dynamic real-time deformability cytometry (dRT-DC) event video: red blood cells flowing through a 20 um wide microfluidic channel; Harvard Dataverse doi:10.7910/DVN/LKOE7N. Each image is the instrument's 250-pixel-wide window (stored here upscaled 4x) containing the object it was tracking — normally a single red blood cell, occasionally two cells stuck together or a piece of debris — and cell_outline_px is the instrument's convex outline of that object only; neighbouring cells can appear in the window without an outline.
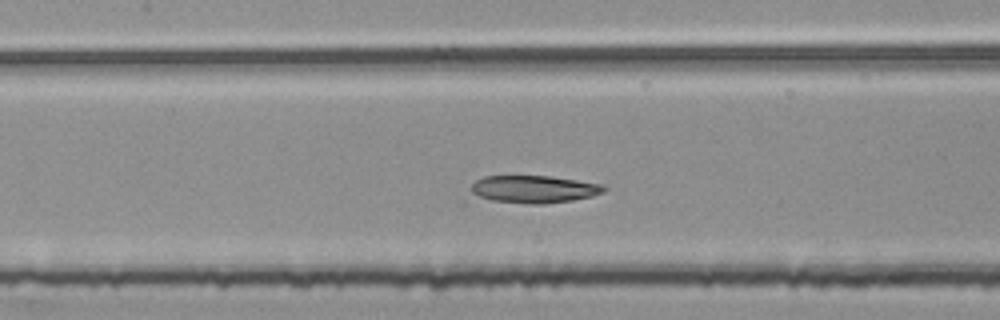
{"species": "common noctule bat (a hibernating species)", "species_latin": "Nyctalus noctula", "temperature_condition": "room temperature", "stored_images_in_passage": 45, "segment_of_instrument_passage": [2, 2], "camera_frame_rate_fps": 3000, "um_per_image_px": 0.085, "animal": {"sex": "female", "body_mass_g": 25.1}, "frame": {"image": 1, "passage_image": 20, "time_ms": 6.333, "image_size_px": [1000, 320], "cell_outline_px": [[608, 188], [604, 192], [592, 196], [572, 200], [544, 204], [532, 204], [492, 200], [480, 196], [472, 192], [472, 184], [476, 180], [484, 176], [552, 176], [604, 184]], "centroid_in_image_um": [45.46, 16.07], "position_along_channel_um": 161.9, "area_um2": 21.21}}
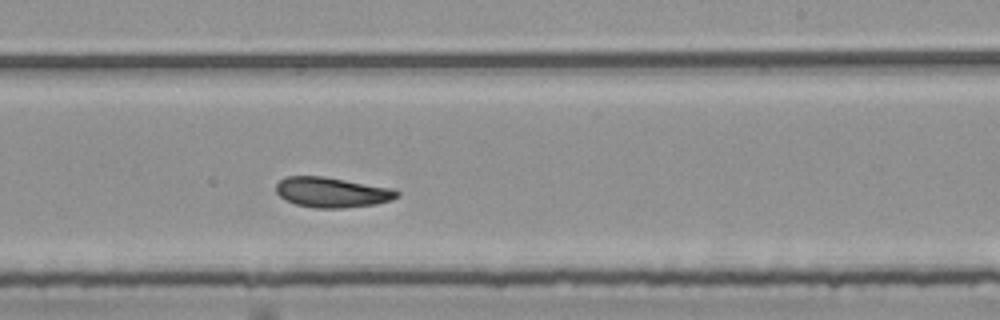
{"frame": {"image": 2, "passage_image": 28, "time_ms": 9.0, "image_size_px": [1000, 320], "cell_outline_px": [[400, 196], [392, 200], [376, 204], [344, 208], [316, 208], [296, 204], [284, 200], [276, 192], [276, 184], [284, 176], [324, 176], [392, 188], [400, 192]], "centroid_in_image_um": [28.22, 16.34], "position_along_channel_um": 260.8, "area_um2": 21.44}}
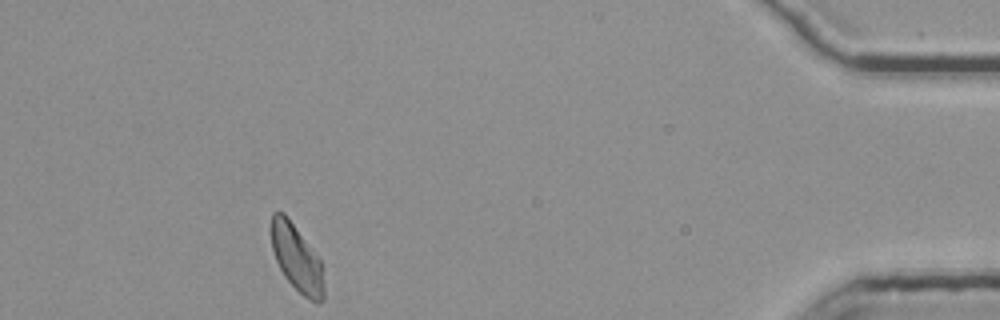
{"frame": {"image": 3, "passage_image": 45, "time_ms": 14.667, "image_size_px": [1000, 320], "cell_outline_px": [[324, 300], [320, 304], [316, 304], [308, 300], [284, 276], [276, 260], [272, 248], [272, 212], [284, 212], [320, 260], [324, 284]], "centroid_in_image_um": [25.24, 22.0], "position_along_channel_um": 410.0, "area_um2": 20.11}}